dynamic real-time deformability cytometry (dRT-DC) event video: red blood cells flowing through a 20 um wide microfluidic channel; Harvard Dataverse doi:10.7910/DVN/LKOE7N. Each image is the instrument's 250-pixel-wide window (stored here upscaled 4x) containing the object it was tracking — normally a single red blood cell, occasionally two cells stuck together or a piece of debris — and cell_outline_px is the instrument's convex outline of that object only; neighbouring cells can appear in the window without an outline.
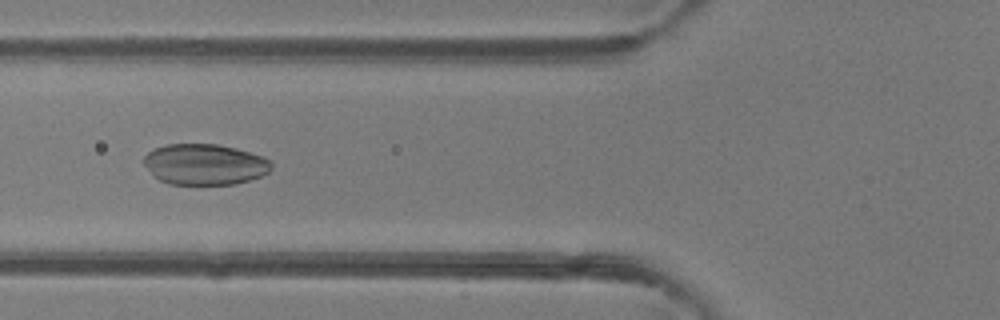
{"species": "common noctule bat (a hibernating species)", "species_latin": "Nyctalus noctula", "temperature_condition": "room temperature", "stored_images_in_passage": 37, "camera_frame_rate_fps": 3000, "um_per_image_px": 0.085, "animal": {"sex": "female"}, "frame": {"image": 1, "passage_image": 10, "time_ms": 3.0, "image_size_px": [1000, 320], "cell_outline_px": [[272, 168], [268, 172], [260, 176], [236, 184], [168, 184], [160, 180], [144, 164], [144, 156], [148, 152], [156, 148], [168, 144], [216, 144], [236, 148], [264, 156], [272, 160]], "centroid_in_image_um": [17.45, 13.96], "position_along_channel_um": 108.4, "area_um2": 30.29}}
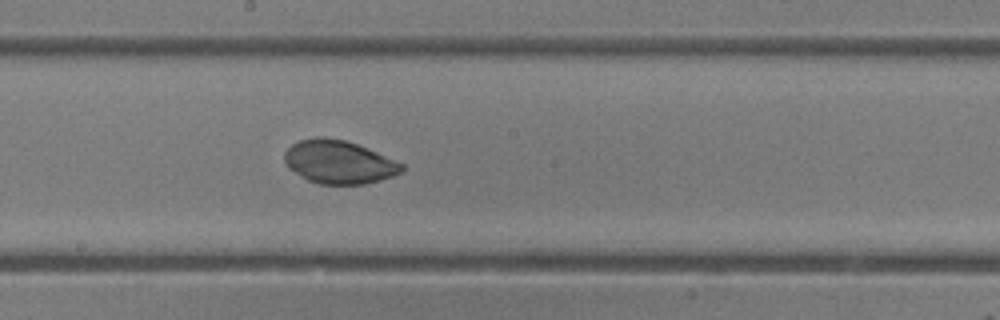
{"frame": {"image": 2, "passage_image": 18, "time_ms": 5.667, "image_size_px": [1000, 320], "cell_outline_px": [[404, 168], [400, 172], [392, 176], [380, 180], [364, 184], [320, 184], [308, 180], [288, 168], [284, 164], [284, 152], [292, 144], [300, 140], [316, 136], [320, 136], [344, 140], [356, 144], [376, 152], [404, 164]], "centroid_in_image_um": [28.77, 13.77], "position_along_channel_um": 219.4, "area_um2": 29.42}}
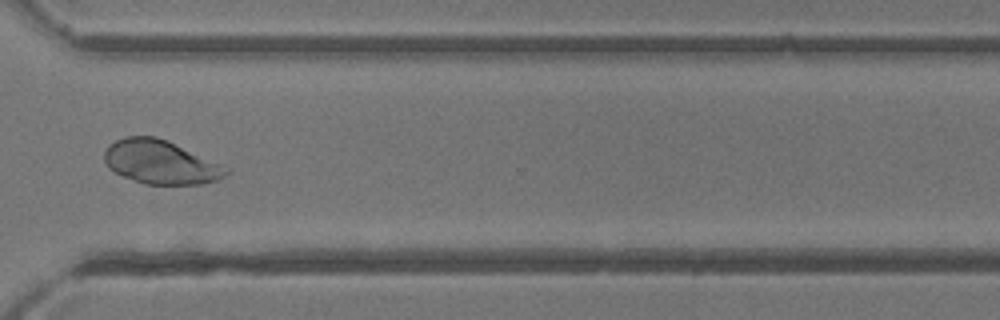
{"frame": {"image": 3, "passage_image": 28, "time_ms": 9.0, "image_size_px": [1000, 320], "cell_outline_px": [[228, 172], [224, 176], [216, 180], [200, 184], [144, 184], [124, 176], [108, 168], [104, 160], [104, 152], [108, 144], [124, 136], [156, 136], [224, 164], [228, 168]], "centroid_in_image_um": [13.64, 13.77], "position_along_channel_um": 357.0, "area_um2": 31.04}, "authors_computed_cell_mechanics": {"area_um2": 29.8248, "velocity_mm_per_s": 4.1331, "shape_relaxation_time_tau1_ms": 3.4106, "shape_relaxation_time_tau2_ms": 1.8879, "deformation_change_tau1": 0.0483, "deformation_change_tau2": 0.0243}}